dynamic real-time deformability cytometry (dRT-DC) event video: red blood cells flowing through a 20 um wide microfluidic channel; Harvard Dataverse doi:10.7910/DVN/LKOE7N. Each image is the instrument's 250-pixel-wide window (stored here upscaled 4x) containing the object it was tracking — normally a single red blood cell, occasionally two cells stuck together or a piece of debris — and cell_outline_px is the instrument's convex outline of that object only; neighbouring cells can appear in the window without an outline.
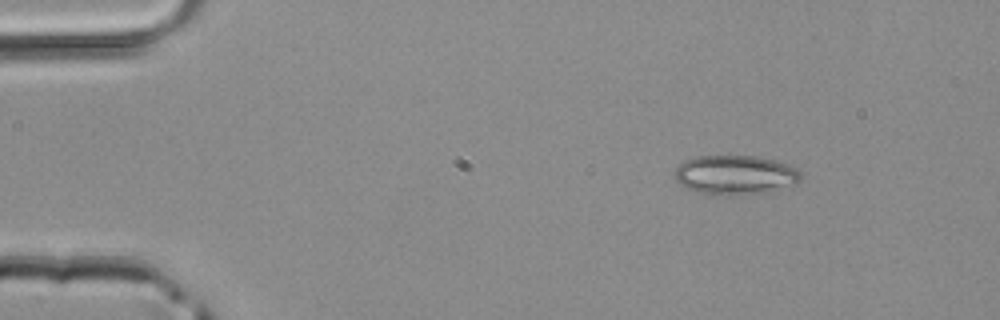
{"species": "common noctule bat (a hibernating species)", "species_latin": "Nyctalus noctula", "temperature_condition": "room temperature", "stored_images_in_passage": 4, "camera_frame_rate_fps": 3000, "um_per_image_px": 0.085, "animal": {"sex": "male", "body_mass_g": 20.4}, "frame": {"image": 1, "passage_image": 1, "time_ms": 0.0, "image_size_px": [1000, 320], "cell_outline_px": [[804, 176], [796, 184], [768, 192], [732, 196], [724, 196], [700, 192], [688, 188], [680, 184], [676, 180], [676, 168], [684, 160], [696, 156], [756, 156], [776, 160], [788, 164], [796, 168]], "centroid_in_image_um": [62.54, 14.87], "position_along_channel_um": 22.5, "area_um2": 29.13}}
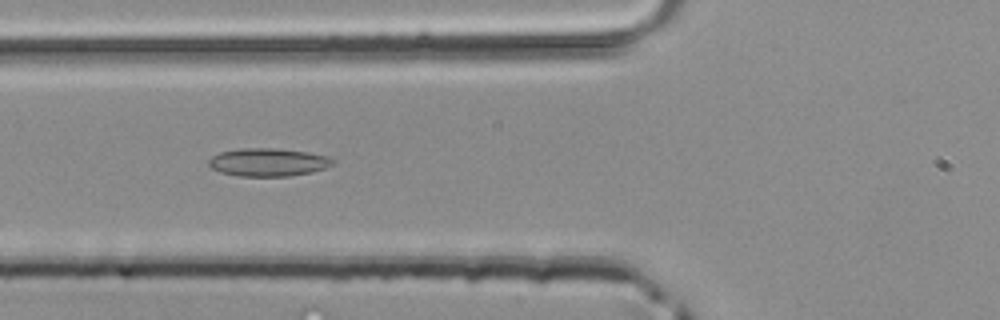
{"frame": {"image": 2, "passage_image": 4, "time_ms": 1.0, "image_size_px": [1000, 320], "cell_outline_px": [[336, 160], [332, 164], [324, 168], [312, 172], [288, 176], [236, 176], [220, 172], [212, 168], [208, 164], [208, 160], [212, 156], [220, 152], [244, 148], [276, 148], [308, 152], [328, 156]], "centroid_in_image_um": [22.79, 13.79], "position_along_channel_um": 103.0, "area_um2": 20.29}}